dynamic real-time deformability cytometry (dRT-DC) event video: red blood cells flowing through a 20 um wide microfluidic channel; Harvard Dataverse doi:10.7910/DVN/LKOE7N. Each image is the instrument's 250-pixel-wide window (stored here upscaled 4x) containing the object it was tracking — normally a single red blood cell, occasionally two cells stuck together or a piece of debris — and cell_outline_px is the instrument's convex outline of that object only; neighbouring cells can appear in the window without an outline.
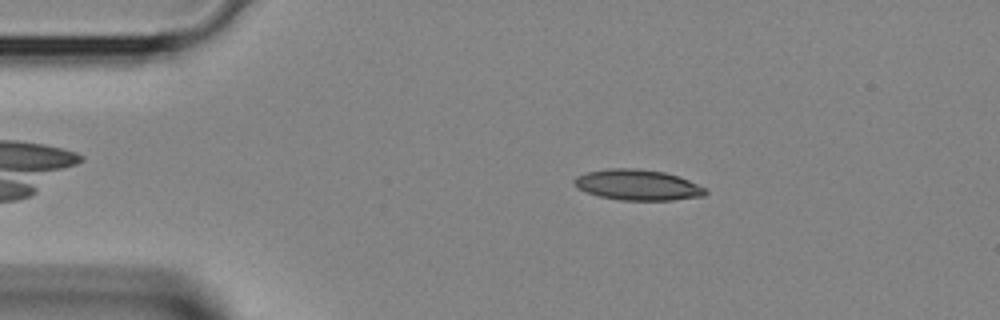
{"species": "Egyptian fruit bat (a non-hibernating species)", "species_latin": "Rousettus aegyptiacus", "temperature_condition": "room temperature", "stored_images_in_passage": 10, "camera_frame_rate_fps": 3000, "um_per_image_px": 0.085, "animal": {"sex": "female"}, "frame": {"image": 1, "passage_image": 2, "time_ms": 0.333, "image_size_px": [1000, 320], "cell_outline_px": [[708, 192], [704, 196], [672, 200], [620, 200], [600, 196], [576, 188], [572, 184], [572, 180], [576, 176], [588, 172], [608, 168], [636, 168], [664, 172], [680, 176], [708, 188]], "centroid_in_image_um": [54.22, 15.71], "position_along_channel_um": 30.8, "area_um2": 23.7}}
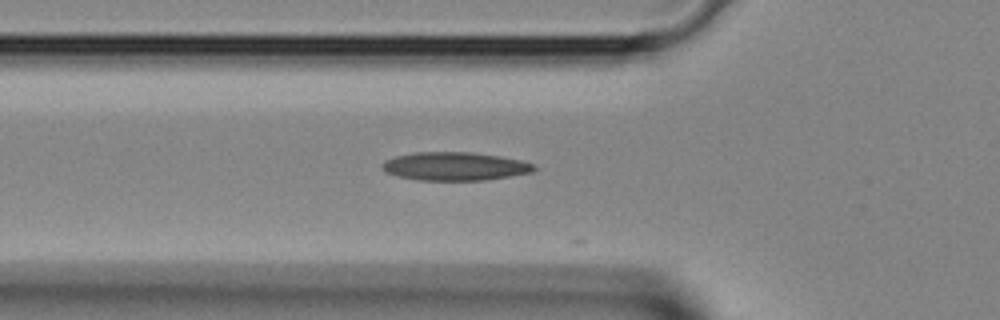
{"frame": {"image": 2, "passage_image": 8, "time_ms": 2.333, "image_size_px": [1000, 320], "cell_outline_px": [[536, 168], [532, 172], [484, 180], [416, 180], [400, 176], [388, 172], [380, 168], [380, 164], [384, 160], [396, 156], [416, 152], [472, 152], [520, 160], [532, 164]], "centroid_in_image_um": [38.61, 14.13], "position_along_channel_um": 87.2, "area_um2": 24.8}}